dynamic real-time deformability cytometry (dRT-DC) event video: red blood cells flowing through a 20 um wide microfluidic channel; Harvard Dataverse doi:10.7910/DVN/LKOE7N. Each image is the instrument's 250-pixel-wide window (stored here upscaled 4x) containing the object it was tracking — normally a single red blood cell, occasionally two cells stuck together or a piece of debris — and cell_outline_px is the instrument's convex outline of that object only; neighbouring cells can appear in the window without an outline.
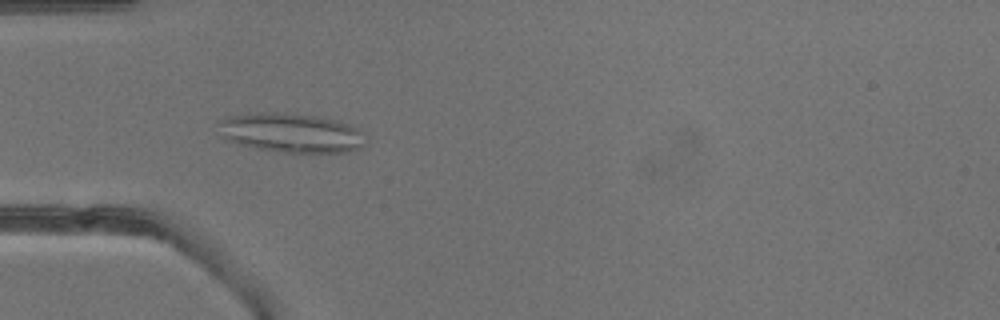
{"species": "common noctule bat (a hibernating species)", "species_latin": "Nyctalus noctula", "temperature_condition": "warm", "stored_images_in_passage": 24, "camera_frame_rate_fps": 3000, "um_per_image_px": 0.085, "animal": {"sex": "male", "body_mass_g": 13.3}, "frame": {"image": 1, "passage_image": 14, "time_ms": 4.333, "image_size_px": [1000, 320], "cell_outline_px": [[368, 144], [364, 148], [348, 152], [284, 152], [256, 148], [236, 144], [224, 140], [220, 136], [216, 120], [228, 116], [260, 112], [284, 112], [316, 116], [340, 120], [352, 124], [356, 128]], "centroid_in_image_um": [24.71, 11.28], "position_along_channel_um": 60.3, "area_um2": 34.45}}
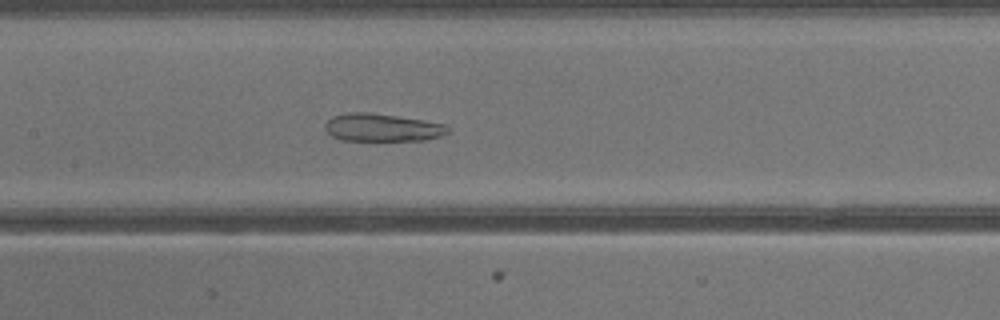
{"frame": {"image": 2, "passage_image": 21, "time_ms": 6.667, "image_size_px": [1000, 320], "cell_outline_px": [[448, 132], [440, 136], [424, 140], [340, 140], [332, 136], [324, 128], [324, 124], [332, 116], [348, 112], [368, 112], [396, 116], [444, 124], [448, 128]], "centroid_in_image_um": [32.42, 10.84], "position_along_channel_um": 175.0, "area_um2": 19.65}}
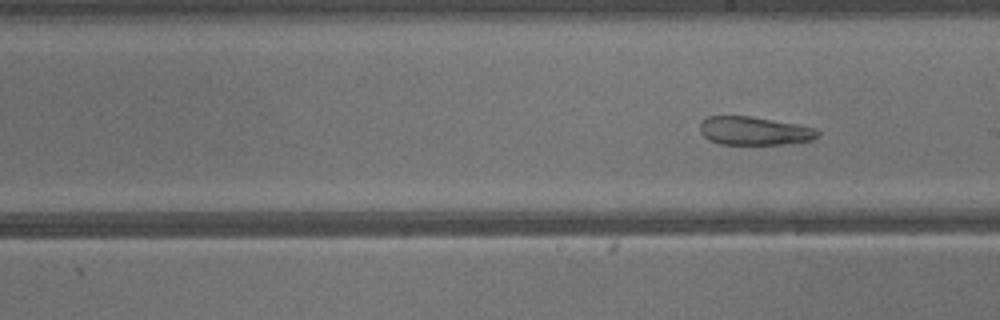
{"frame": {"image": 3, "passage_image": 24, "time_ms": 7.667, "image_size_px": [1000, 320], "cell_outline_px": [[820, 136], [812, 140], [796, 144], [720, 144], [704, 136], [700, 132], [700, 124], [708, 116], [748, 116], [796, 124], [816, 128], [820, 132]], "centroid_in_image_um": [64.18, 11.14], "position_along_channel_um": 224.8, "area_um2": 19.48}}